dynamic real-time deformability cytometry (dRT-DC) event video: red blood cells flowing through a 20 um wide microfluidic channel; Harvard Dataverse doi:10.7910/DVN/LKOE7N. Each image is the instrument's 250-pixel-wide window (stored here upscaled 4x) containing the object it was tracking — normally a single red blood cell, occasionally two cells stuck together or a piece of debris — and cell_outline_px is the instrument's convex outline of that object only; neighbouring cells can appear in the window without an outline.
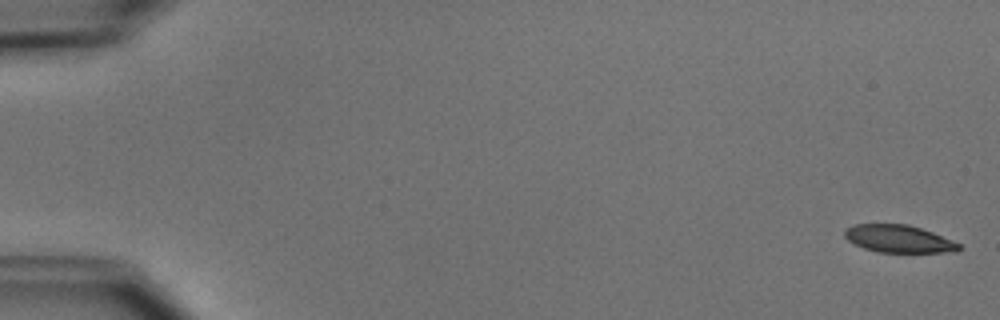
{"species": "common noctule bat (a hibernating species)", "species_latin": "Nyctalus noctula", "temperature_condition": "cold", "stored_images_in_passage": 5, "camera_frame_rate_fps": 3000, "um_per_image_px": 0.085, "animal": {"sex": "male", "body_mass_g": 15.6}, "frame": {"image": 1, "passage_image": 1, "time_ms": 0.0, "image_size_px": [1000, 320], "cell_outline_px": [[960, 248], [956, 252], [876, 252], [864, 248], [848, 240], [844, 236], [844, 228], [852, 224], [908, 224], [932, 232], [960, 244]], "centroid_in_image_um": [76.34, 20.29], "position_along_channel_um": 8.7, "area_um2": 18.26}}
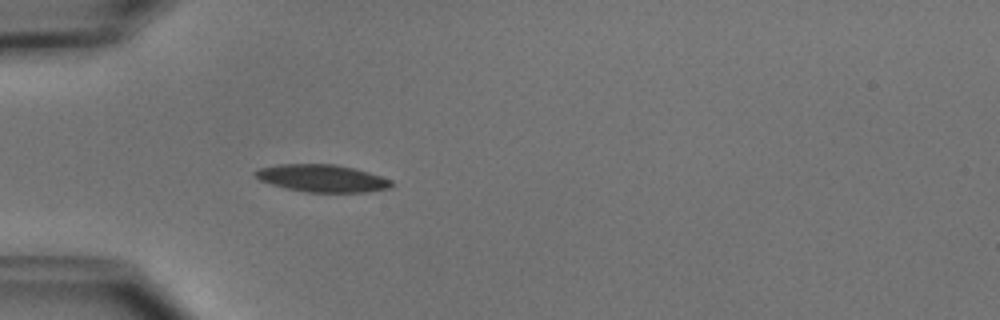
{"frame": {"image": 2, "passage_image": 5, "time_ms": 5.0, "image_size_px": [1000, 320], "cell_outline_px": [[396, 184], [392, 188], [368, 192], [308, 192], [288, 188], [272, 184], [260, 180], [252, 172], [260, 168], [280, 164], [336, 164], [356, 168], [392, 180]], "centroid_in_image_um": [27.45, 15.15], "position_along_channel_um": 57.5, "area_um2": 21.79}}